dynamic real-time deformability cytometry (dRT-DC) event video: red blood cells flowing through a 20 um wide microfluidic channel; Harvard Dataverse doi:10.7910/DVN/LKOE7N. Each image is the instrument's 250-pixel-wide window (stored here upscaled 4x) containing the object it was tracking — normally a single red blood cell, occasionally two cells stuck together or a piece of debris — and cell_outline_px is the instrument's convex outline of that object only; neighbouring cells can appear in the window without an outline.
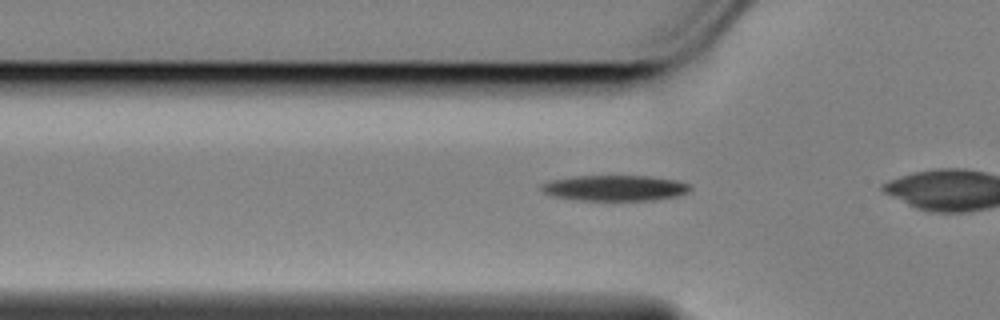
{"species": "Egyptian fruit bat (a non-hibernating species)", "species_latin": "Rousettus aegyptiacus", "temperature_condition": "cold", "stored_images_in_passage": 30, "camera_frame_rate_fps": 3000, "um_per_image_px": 0.085, "animal": {"sex": "female"}, "frame": {"image": 1, "passage_image": 3, "time_ms": 0.667, "image_size_px": [1000, 320], "cell_outline_px": [[692, 188], [688, 192], [676, 196], [652, 200], [580, 200], [552, 196], [544, 192], [540, 188], [544, 184], [552, 180], [576, 176], [652, 176], [676, 180], [692, 184]], "centroid_in_image_um": [52.33, 15.98], "position_along_channel_um": 73.5, "area_um2": 22.14}}
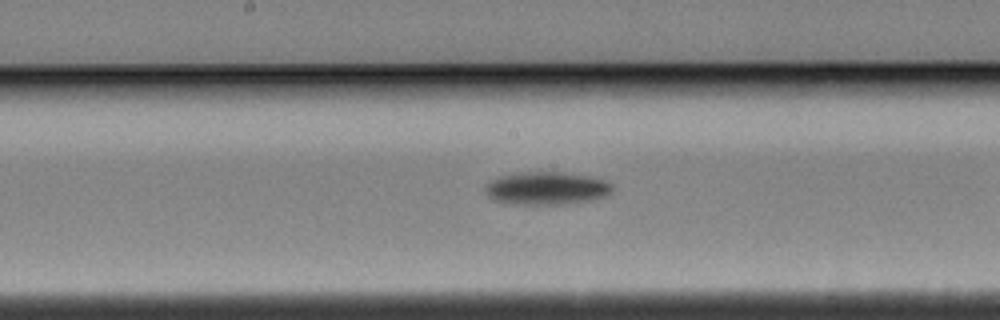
{"frame": {"image": 2, "passage_image": 14, "time_ms": 4.333, "image_size_px": [1000, 320], "cell_outline_px": [[612, 188], [604, 196], [588, 200], [564, 204], [516, 204], [496, 200], [488, 196], [484, 188], [492, 180], [500, 176], [520, 172], [560, 172], [584, 176], [604, 180], [612, 184]], "centroid_in_image_um": [46.42, 16.0], "position_along_channel_um": 201.8, "area_um2": 23.76}}
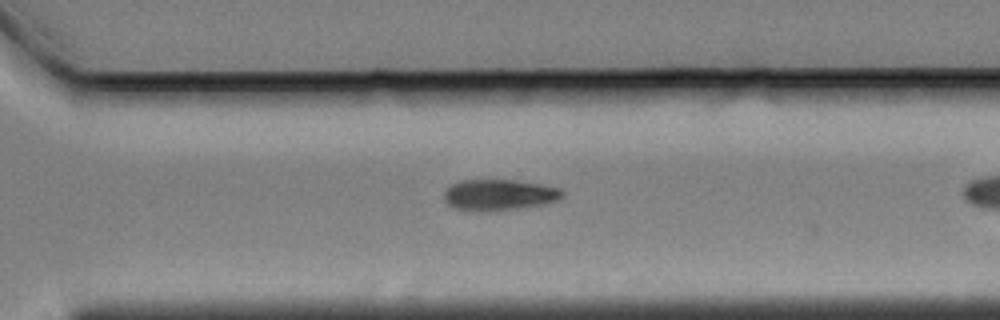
{"frame": {"image": 3, "passage_image": 25, "time_ms": 8.0, "image_size_px": [1000, 320], "cell_outline_px": [[564, 196], [556, 200], [544, 204], [516, 208], [456, 208], [448, 204], [444, 200], [444, 188], [460, 180], [516, 180], [540, 184], [560, 188], [564, 192]], "centroid_in_image_um": [42.45, 16.5], "position_along_channel_um": 328.2, "area_um2": 20.52}}